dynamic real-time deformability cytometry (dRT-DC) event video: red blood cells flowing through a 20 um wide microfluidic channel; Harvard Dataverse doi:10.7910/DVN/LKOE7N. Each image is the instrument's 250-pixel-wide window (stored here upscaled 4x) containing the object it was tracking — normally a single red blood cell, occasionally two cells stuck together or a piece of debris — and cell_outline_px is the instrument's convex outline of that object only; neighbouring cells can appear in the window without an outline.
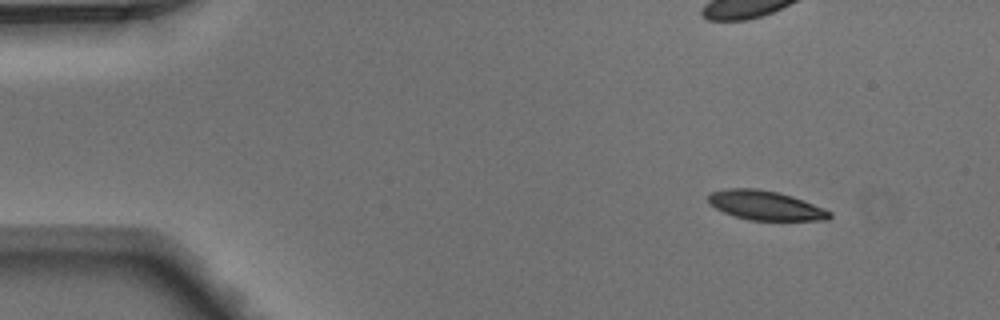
{"species": "Egyptian fruit bat (a non-hibernating species)", "species_latin": "Rousettus aegyptiacus", "temperature_condition": "warm", "stored_images_in_passage": 4, "camera_frame_rate_fps": 3000, "um_per_image_px": 0.085, "animal": {"sex": "male"}, "frame": {"image": 1, "passage_image": 1, "time_ms": 0.0, "image_size_px": [1000, 320], "cell_outline_px": [[832, 216], [828, 220], [748, 220], [724, 212], [716, 208], [708, 200], [708, 196], [712, 192], [728, 188], [756, 188], [776, 192], [792, 196], [824, 208], [832, 212]], "centroid_in_image_um": [65.09, 17.46], "position_along_channel_um": 19.9, "area_um2": 20.52}}